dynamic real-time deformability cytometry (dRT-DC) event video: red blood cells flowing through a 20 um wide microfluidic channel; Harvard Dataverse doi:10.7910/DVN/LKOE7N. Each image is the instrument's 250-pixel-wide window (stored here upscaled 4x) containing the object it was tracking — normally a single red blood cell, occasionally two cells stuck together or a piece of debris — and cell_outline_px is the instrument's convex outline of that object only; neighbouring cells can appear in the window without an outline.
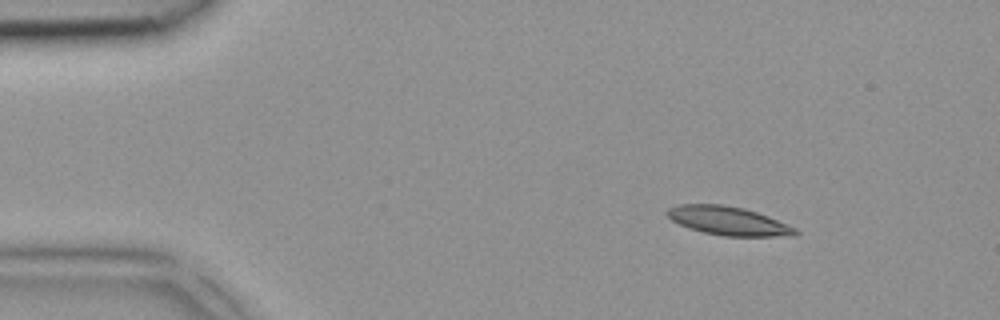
{"species": "common noctule bat (a hibernating species)", "species_latin": "Nyctalus noctula", "temperature_condition": "room temperature", "stored_images_in_passage": 3, "camera_frame_rate_fps": 3000, "um_per_image_px": 0.085, "animal": {"sex": "female", "body_mass_g": 18.4}, "frame": {"image": 1, "passage_image": 1, "time_ms": 0.0, "image_size_px": [1000, 320], "cell_outline_px": [[800, 232], [796, 236], [724, 236], [704, 232], [680, 224], [672, 220], [664, 212], [668, 208], [680, 204], [720, 204], [744, 208], [768, 216], [796, 228]], "centroid_in_image_um": [61.93, 18.77], "position_along_channel_um": 23.1, "area_um2": 21.27}}
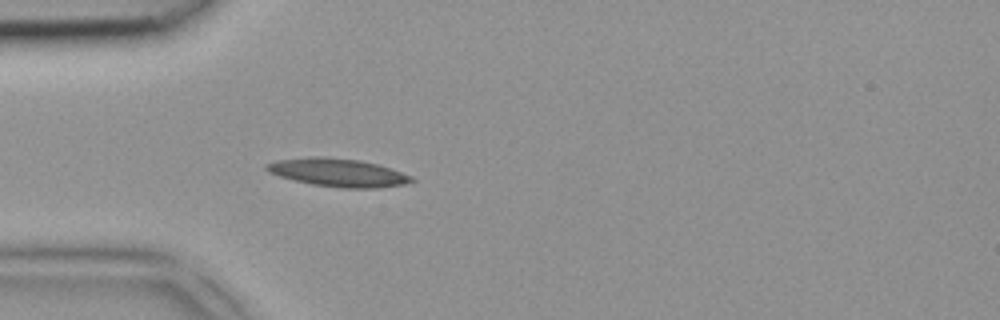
{"frame": {"image": 2, "passage_image": 3, "time_ms": 0.667, "image_size_px": [1000, 320], "cell_outline_px": [[416, 180], [404, 184], [380, 188], [344, 188], [312, 184], [280, 176], [268, 172], [264, 168], [268, 164], [280, 160], [312, 156], [324, 156], [360, 160], [380, 164], [412, 176]], "centroid_in_image_um": [28.79, 14.66], "position_along_channel_um": 56.2, "area_um2": 23.7}}